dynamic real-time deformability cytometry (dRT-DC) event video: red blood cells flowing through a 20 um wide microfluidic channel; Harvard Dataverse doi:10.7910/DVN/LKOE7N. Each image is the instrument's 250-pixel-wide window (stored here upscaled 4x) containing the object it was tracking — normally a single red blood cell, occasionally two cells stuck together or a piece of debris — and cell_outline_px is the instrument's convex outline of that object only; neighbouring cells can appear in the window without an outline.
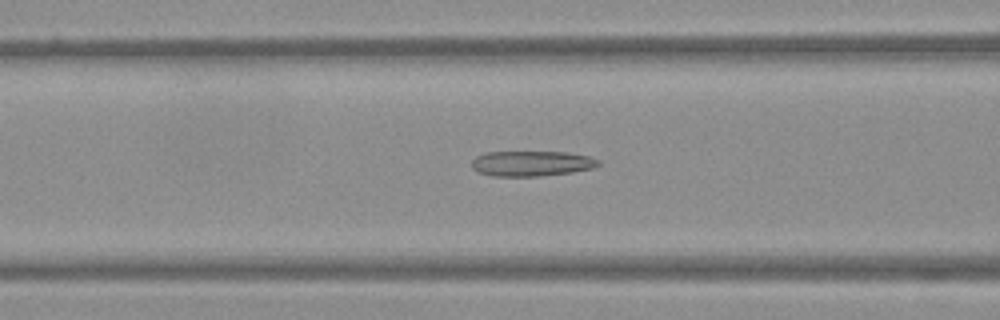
{"species": "Egyptian fruit bat (a non-hibernating species)", "species_latin": "Rousettus aegyptiacus", "temperature_condition": "warm", "stored_images_in_passage": 54, "camera_frame_rate_fps": 3000, "um_per_image_px": 0.085, "frame": {"image": 1, "passage_image": 22, "time_ms": 7.0, "image_size_px": [1000, 320], "cell_outline_px": [[600, 164], [592, 168], [572, 172], [540, 176], [492, 176], [476, 172], [472, 168], [472, 160], [476, 156], [484, 152], [564, 152], [588, 156], [600, 160]], "centroid_in_image_um": [45.14, 13.9], "position_along_channel_um": 121.5, "area_um2": 18.73}}
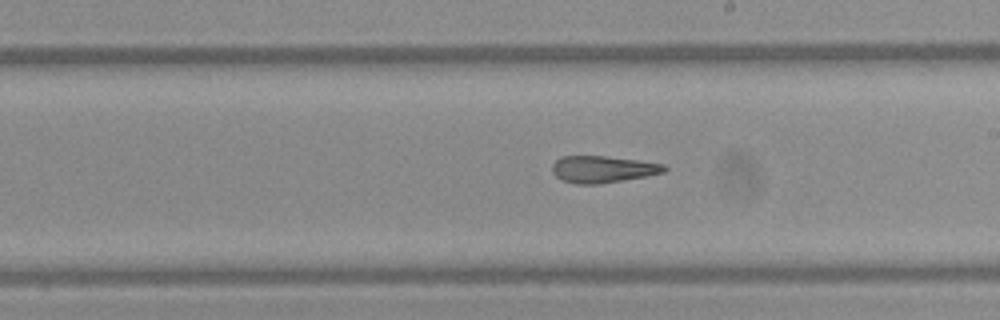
{"frame": {"image": 2, "passage_image": 31, "time_ms": 10.0, "image_size_px": [1000, 320], "cell_outline_px": [[668, 168], [664, 172], [648, 176], [600, 184], [576, 184], [560, 180], [552, 172], [552, 164], [560, 156], [604, 156], [636, 160], [664, 164]], "centroid_in_image_um": [51.21, 14.39], "position_along_channel_um": 237.8, "area_um2": 17.63}}
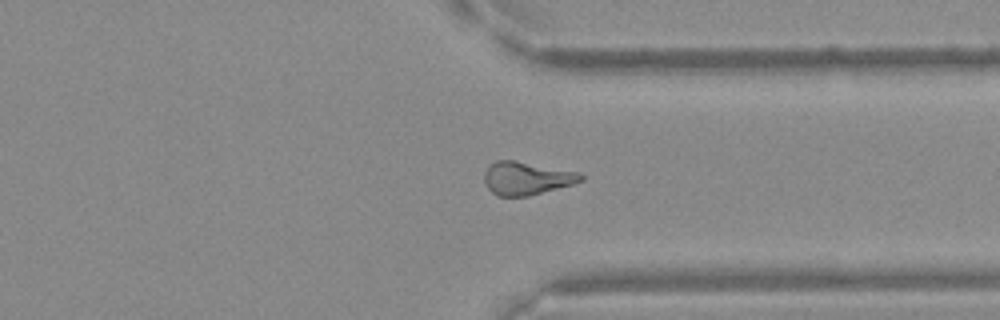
{"frame": {"image": 3, "passage_image": 41, "time_ms": 13.333, "image_size_px": [1000, 320], "cell_outline_px": [[584, 180], [572, 184], [528, 196], [496, 196], [488, 188], [484, 180], [484, 172], [496, 160], [512, 160], [580, 172], [584, 176]], "centroid_in_image_um": [44.76, 15.15], "position_along_channel_um": 366.6, "area_um2": 18.44}}